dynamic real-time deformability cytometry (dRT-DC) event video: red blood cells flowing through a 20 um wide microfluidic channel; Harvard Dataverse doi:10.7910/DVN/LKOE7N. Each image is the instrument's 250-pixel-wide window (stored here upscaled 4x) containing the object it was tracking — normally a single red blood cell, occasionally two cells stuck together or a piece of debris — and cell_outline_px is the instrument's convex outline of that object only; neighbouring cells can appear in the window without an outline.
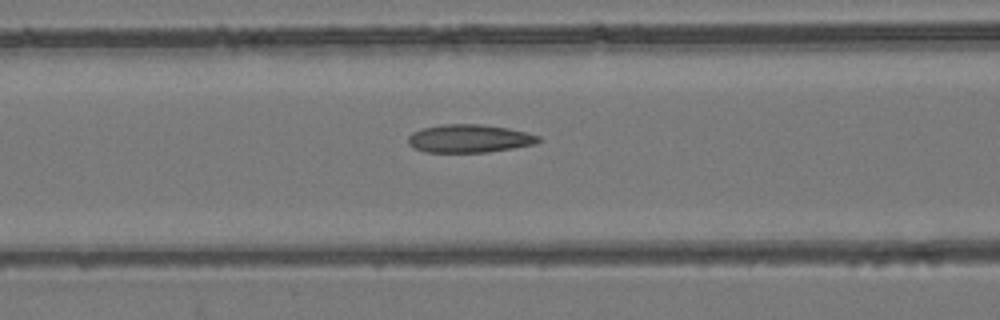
{"species": "common noctule bat (a hibernating species)", "species_latin": "Nyctalus noctula", "temperature_condition": "room temperature", "stored_images_in_passage": 53, "camera_frame_rate_fps": 3000, "um_per_image_px": 0.085, "animal": {"sex": "female", "body_mass_g": 24.6, "forearm_length_mm": 56.2}, "frame": {"image": 1, "passage_image": 22, "time_ms": 7.0, "image_size_px": [1000, 320], "cell_outline_px": [[540, 140], [536, 144], [488, 152], [424, 152], [412, 148], [408, 144], [408, 136], [412, 132], [424, 128], [440, 124], [480, 124], [508, 128], [540, 136]], "centroid_in_image_um": [39.85, 11.78], "position_along_channel_um": 126.7, "area_um2": 21.39}}
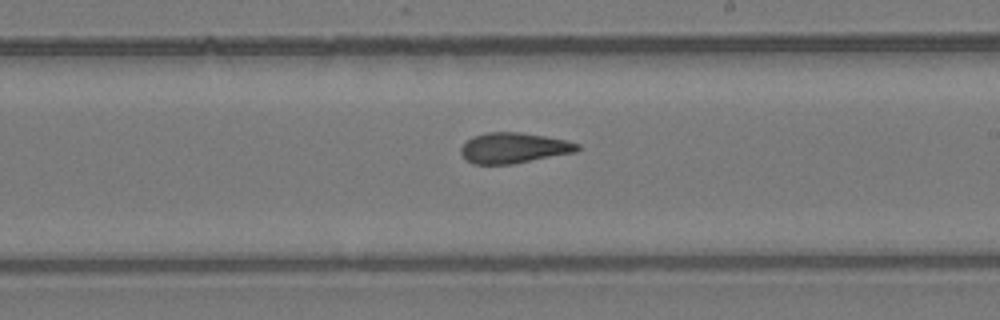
{"frame": {"image": 2, "passage_image": 31, "time_ms": 10.0, "image_size_px": [1000, 320], "cell_outline_px": [[580, 148], [576, 152], [512, 164], [472, 164], [460, 152], [460, 148], [472, 136], [488, 132], [520, 132], [544, 136], [564, 140], [580, 144]], "centroid_in_image_um": [43.66, 12.57], "position_along_channel_um": 245.3, "area_um2": 20.58}}
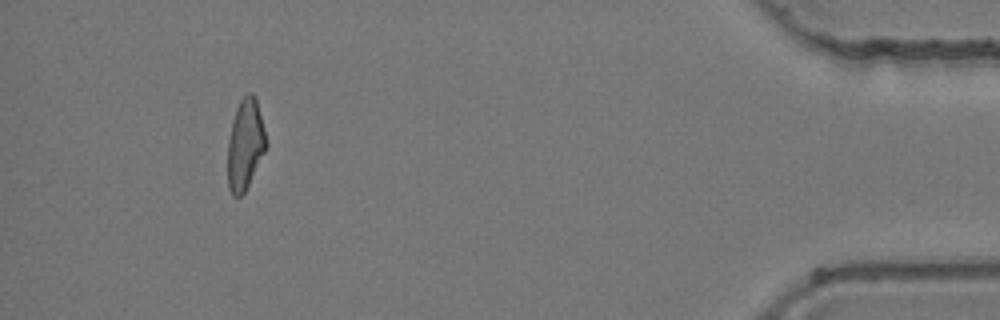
{"frame": {"image": 3, "passage_image": 49, "time_ms": 16.0, "image_size_px": [1000, 320], "cell_outline_px": [[268, 144], [244, 192], [240, 196], [232, 196], [228, 188], [228, 140], [232, 120], [236, 108], [240, 100], [248, 92], [252, 92], [256, 96]], "centroid_in_image_um": [20.84, 12.24], "position_along_channel_um": 414.4, "area_um2": 20.23}, "authors_computed_cell_mechanics": {"area_um2": 21.1548, "velocity_mm_per_s": 3.9532, "shape_relaxation_time_tau1_ms": null, "shape_relaxation_time_tau2_ms": 3.6025, "deformation_change_tau1": null, "deformation_change_tau2": 0.1276}}